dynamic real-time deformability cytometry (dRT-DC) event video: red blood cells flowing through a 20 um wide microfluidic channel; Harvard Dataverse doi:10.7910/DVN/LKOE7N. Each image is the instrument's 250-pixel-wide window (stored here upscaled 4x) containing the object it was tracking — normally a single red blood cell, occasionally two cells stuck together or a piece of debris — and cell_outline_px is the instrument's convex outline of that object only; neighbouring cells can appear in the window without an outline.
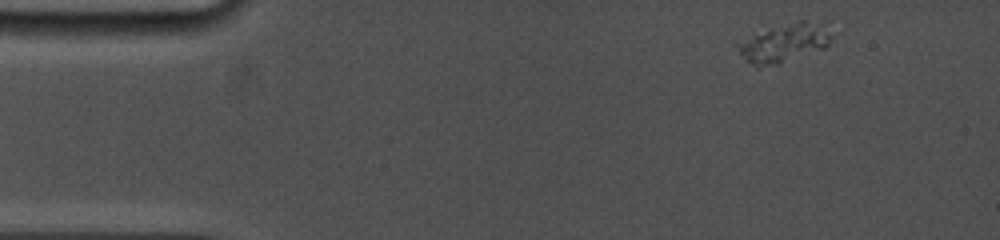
{"species": "common noctule bat (a hibernating species)", "species_latin": "Nyctalus noctula", "temperature_condition": "cold", "stored_images_in_passage": 38, "camera_frame_rate_fps": 5000, "um_per_image_px": 0.085, "animal": {"sex": "female", "body_mass_g": 19.0, "forearm_length_mm": 53.3}, "frame": {"image": 1, "passage_image": 1, "time_ms": 0.0, "image_size_px": [1000, 240], "cell_outline_px": [[832, 36], [828, 44], [824, 48], [780, 64], [760, 68], [756, 68], [744, 60], [736, 44], [736, 40], [800, 20], [804, 20]], "centroid_in_image_um": [66.5, 3.74], "position_along_channel_um": 18.5, "area_um2": 20.23}}
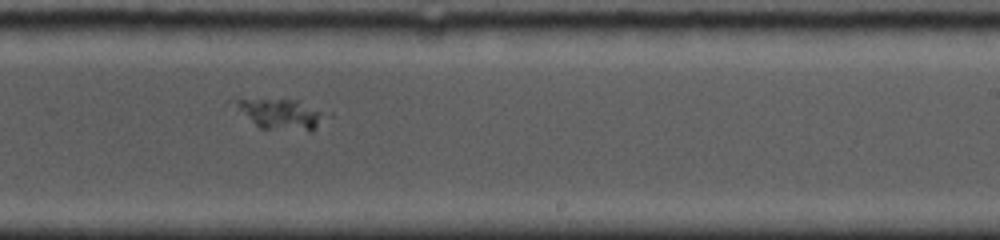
{"frame": {"image": 2, "passage_image": 24, "time_ms": 8.8, "image_size_px": [1000, 240], "cell_outline_px": [[332, 116], [312, 132], [260, 128], [236, 104], [236, 100], [300, 100], [332, 112]], "centroid_in_image_um": [24.21, 9.73], "position_along_channel_um": 264.8, "area_um2": 16.13}}
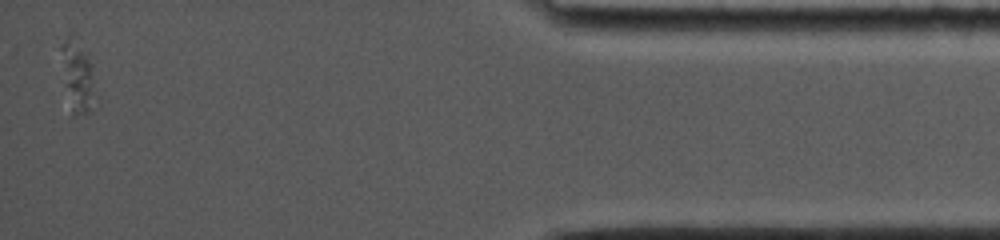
{"frame": {"image": 3, "passage_image": 38, "time_ms": 14.6, "image_size_px": [1000, 240], "cell_outline_px": [[92, 64], [88, 112], [72, 116], [56, 76], [60, 44], [68, 36], [88, 52], [92, 56]], "centroid_in_image_um": [6.35, 6.43], "position_along_channel_um": 428.8, "area_um2": 14.85}}